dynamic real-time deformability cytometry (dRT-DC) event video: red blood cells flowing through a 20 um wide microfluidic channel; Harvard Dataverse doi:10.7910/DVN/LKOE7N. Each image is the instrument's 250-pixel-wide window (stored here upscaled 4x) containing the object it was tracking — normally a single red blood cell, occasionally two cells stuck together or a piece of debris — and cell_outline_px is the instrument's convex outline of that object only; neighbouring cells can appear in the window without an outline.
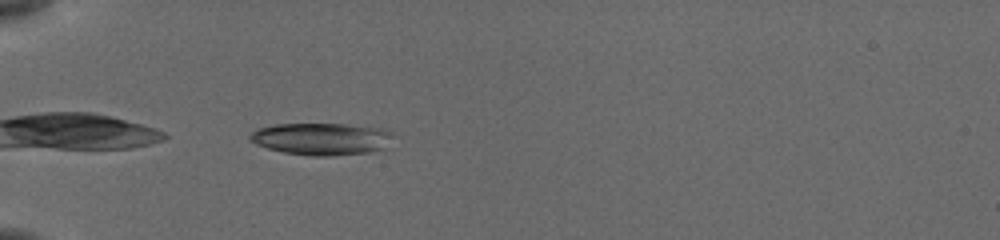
{"species": "common noctule bat (a hibernating species)", "species_latin": "Nyctalus noctula", "temperature_condition": "cold", "stored_images_in_passage": 37, "camera_frame_rate_fps": 3000, "um_per_image_px": 0.085, "animal": {"sex": "female", "body_mass_g": 19.5, "forearm_length_mm": 54.1}, "frame": {"image": 1, "passage_image": 1, "time_ms": 0.0, "image_size_px": [1000, 240], "cell_outline_px": [[396, 132], [384, 148], [368, 152], [332, 156], [312, 156], [284, 152], [268, 148], [256, 144], [248, 140], [248, 136], [252, 132], [260, 128], [276, 124], [344, 124], [388, 128]], "centroid_in_image_um": [27.38, 11.79], "position_along_channel_um": 57.6, "area_um2": 26.99}}
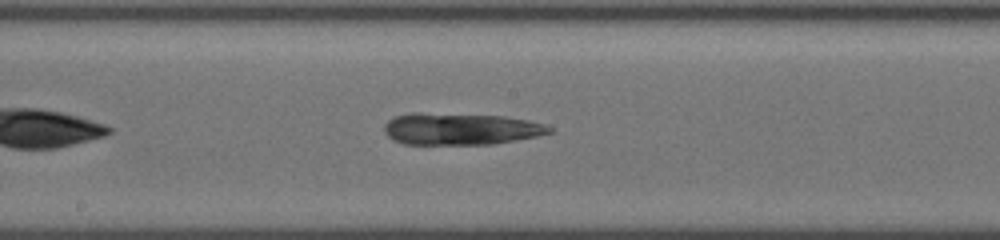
{"frame": {"image": 2, "passage_image": 14, "time_ms": 4.333, "image_size_px": [1000, 240], "cell_outline_px": [[552, 132], [536, 136], [516, 140], [492, 144], [404, 144], [392, 140], [384, 132], [384, 128], [388, 120], [396, 116], [416, 112], [504, 116], [524, 120], [540, 124], [552, 128]], "centroid_in_image_um": [39.08, 10.96], "position_along_channel_um": 209.1, "area_um2": 30.35}}
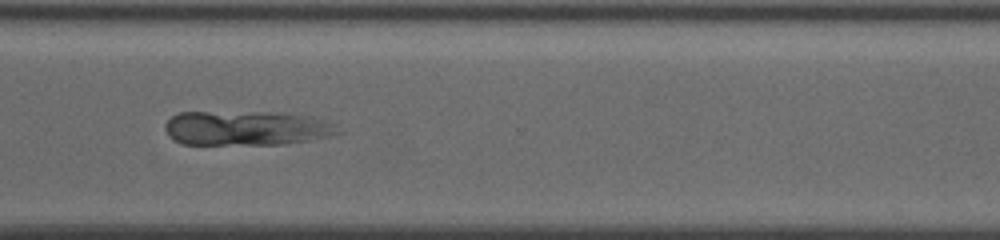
{"frame": {"image": 3, "passage_image": 25, "time_ms": 8.0, "image_size_px": [1000, 240], "cell_outline_px": [[336, 132], [324, 136], [308, 140], [284, 144], [180, 144], [172, 140], [168, 136], [164, 128], [168, 120], [172, 116], [180, 112], [204, 112], [300, 116], [328, 124]], "centroid_in_image_um": [20.63, 10.94], "position_along_channel_um": 350.0, "area_um2": 32.66}}